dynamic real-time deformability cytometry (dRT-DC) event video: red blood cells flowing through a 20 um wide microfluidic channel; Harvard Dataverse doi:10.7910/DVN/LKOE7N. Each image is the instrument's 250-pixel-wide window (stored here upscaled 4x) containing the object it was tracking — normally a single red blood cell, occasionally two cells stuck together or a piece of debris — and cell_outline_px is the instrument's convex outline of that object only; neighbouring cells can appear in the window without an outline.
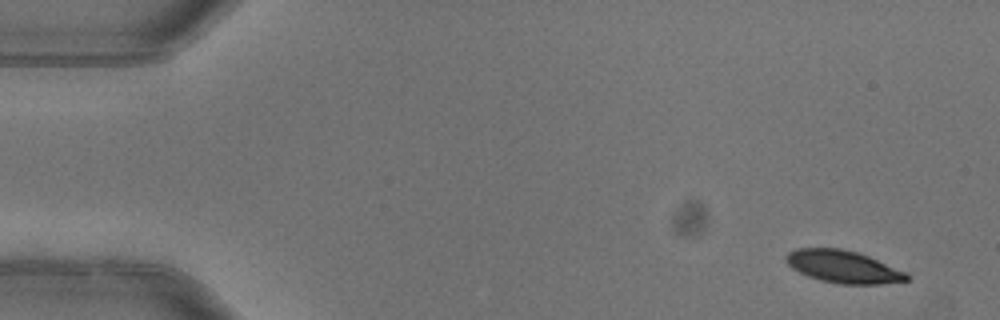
{"species": "common noctule bat (a hibernating species)", "species_latin": "Nyctalus noctula", "temperature_condition": "warm", "stored_images_in_passage": 6, "camera_frame_rate_fps": 3000, "um_per_image_px": 0.085, "animal": {"sex": "female"}, "frame": {"image": 1, "passage_image": 1, "time_ms": 0.0, "image_size_px": [1000, 320], "cell_outline_px": [[908, 280], [880, 284], [840, 284], [820, 280], [808, 276], [792, 268], [784, 260], [784, 256], [788, 252], [796, 248], [840, 248], [856, 252], [868, 256], [908, 272]], "centroid_in_image_um": [71.65, 22.66], "position_along_channel_um": 13.3, "area_um2": 22.83}}
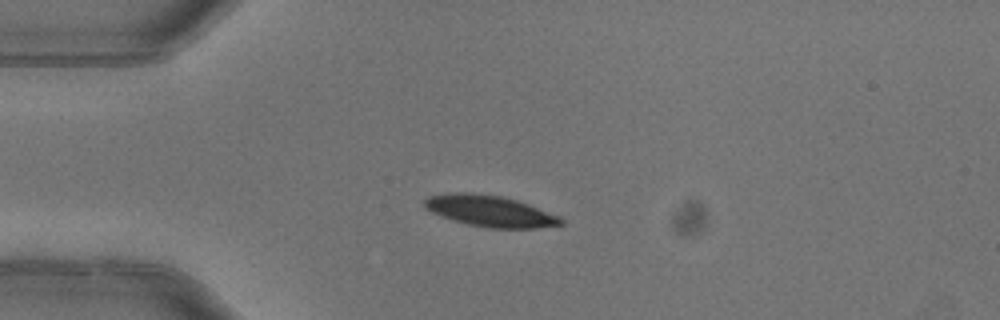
{"frame": {"image": 2, "passage_image": 3, "time_ms": 0.667, "image_size_px": [1000, 320], "cell_outline_px": [[564, 224], [536, 228], [488, 228], [468, 224], [452, 220], [432, 212], [424, 208], [424, 200], [428, 196], [448, 192], [472, 192], [500, 196], [516, 200], [528, 204], [560, 216], [564, 220]], "centroid_in_image_um": [41.63, 17.93], "position_along_channel_um": 43.4, "area_um2": 24.91}}